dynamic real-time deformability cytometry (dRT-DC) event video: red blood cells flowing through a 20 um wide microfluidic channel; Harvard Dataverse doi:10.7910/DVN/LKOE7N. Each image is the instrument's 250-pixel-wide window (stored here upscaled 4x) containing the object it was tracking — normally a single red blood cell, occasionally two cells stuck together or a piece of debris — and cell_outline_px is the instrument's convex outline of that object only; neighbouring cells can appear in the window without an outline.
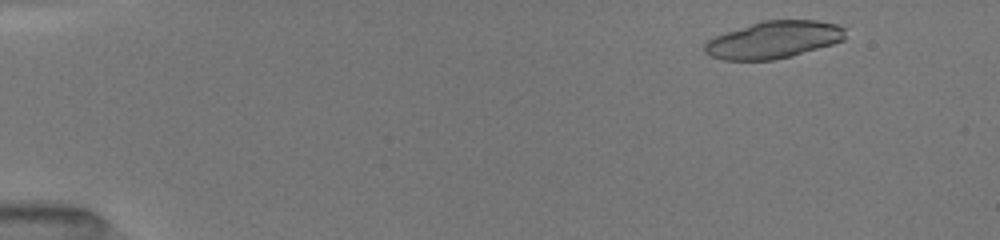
{"species": "common noctule bat (a hibernating species)", "species_latin": "Nyctalus noctula", "temperature_condition": "room temperature", "stored_images_in_passage": 24, "camera_frame_rate_fps": 3000, "um_per_image_px": 0.085, "animal": {"sex": "female", "body_mass_g": 19.5, "forearm_length_mm": 54.1}, "frame": {"image": 1, "passage_image": 6, "time_ms": 1.0, "image_size_px": [1000, 240], "cell_outline_px": [[844, 40], [832, 44], [792, 56], [772, 60], [724, 60], [712, 56], [704, 52], [704, 44], [708, 40], [716, 36], [764, 20], [816, 20], [836, 24], [844, 28]], "centroid_in_image_um": [65.77, 3.39], "position_along_channel_um": 19.2, "area_um2": 30.11}}